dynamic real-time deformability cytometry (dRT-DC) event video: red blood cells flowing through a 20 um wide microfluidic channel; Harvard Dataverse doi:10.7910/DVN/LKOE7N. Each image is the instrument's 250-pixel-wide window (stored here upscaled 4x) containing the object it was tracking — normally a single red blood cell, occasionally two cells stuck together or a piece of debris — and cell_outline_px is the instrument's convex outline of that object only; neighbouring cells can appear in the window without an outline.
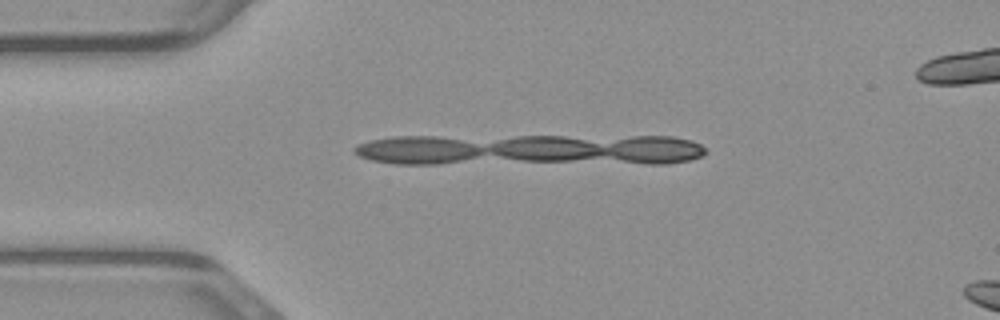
{"species": "common noctule bat (a hibernating species)", "species_latin": "Nyctalus noctula", "temperature_condition": "warm", "stored_images_in_passage": 6, "camera_frame_rate_fps": 3000, "um_per_image_px": 0.085, "animal": {"sex": "male", "body_mass_g": 23.1, "forearm_length_mm": 52.7}, "frame": {"image": 1, "passage_image": 1, "time_ms": 0.0, "image_size_px": [1000, 320], "cell_outline_px": [[704, 152], [696, 156], [680, 160], [636, 160], [620, 156], [616, 152], [632, 140], [680, 140], [696, 144]], "centroid_in_image_um": [56.06, 12.76], "position_along_channel_um": 28.9, "area_um2": 10.35}}